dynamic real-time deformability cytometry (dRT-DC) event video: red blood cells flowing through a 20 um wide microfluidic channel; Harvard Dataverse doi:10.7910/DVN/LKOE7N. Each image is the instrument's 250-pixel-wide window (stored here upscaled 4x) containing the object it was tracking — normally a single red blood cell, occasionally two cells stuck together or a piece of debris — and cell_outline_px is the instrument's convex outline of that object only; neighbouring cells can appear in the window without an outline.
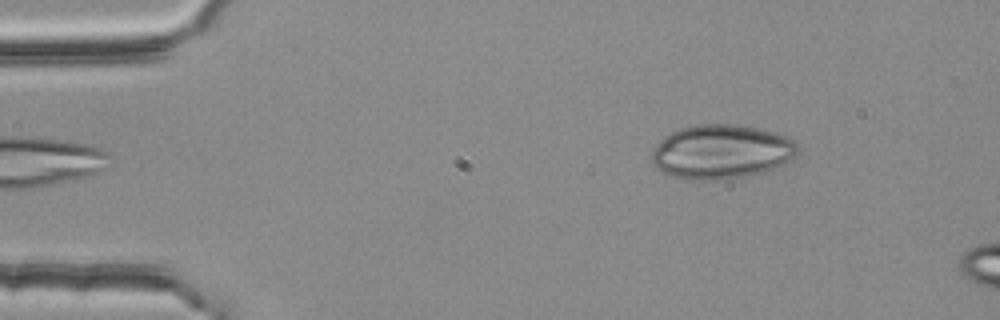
{"species": "common noctule bat (a hibernating species)", "species_latin": "Nyctalus noctula", "temperature_condition": "room temperature", "stored_images_in_passage": 49, "camera_frame_rate_fps": 3000, "um_per_image_px": 0.085, "animal": {"sex": "female", "body_mass_g": 25.1}, "frame": {"image": 1, "passage_image": 3, "time_ms": 0.667, "image_size_px": [1000, 320], "cell_outline_px": [[800, 152], [788, 160], [772, 168], [760, 172], [744, 176], [716, 180], [688, 180], [672, 176], [656, 168], [652, 164], [652, 152], [656, 144], [664, 136], [680, 128], [696, 124], [736, 124], [776, 132], [796, 140], [800, 148]], "centroid_in_image_um": [61.31, 12.88], "position_along_channel_um": 23.7, "area_um2": 46.18}}
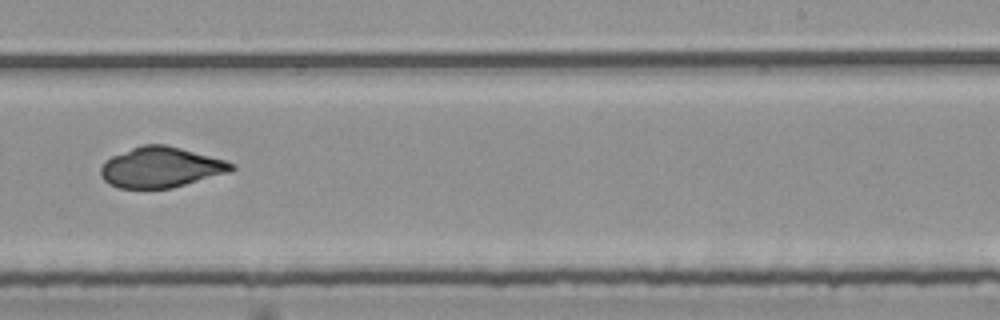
{"frame": {"image": 2, "passage_image": 29, "time_ms": 9.333, "image_size_px": [1000, 320], "cell_outline_px": [[236, 168], [228, 172], [172, 188], [120, 188], [108, 184], [100, 176], [100, 168], [112, 156], [132, 148], [144, 144], [164, 144], [180, 148], [224, 160], [236, 164]], "centroid_in_image_um": [13.66, 14.23], "position_along_channel_um": 275.3, "area_um2": 30.46}}
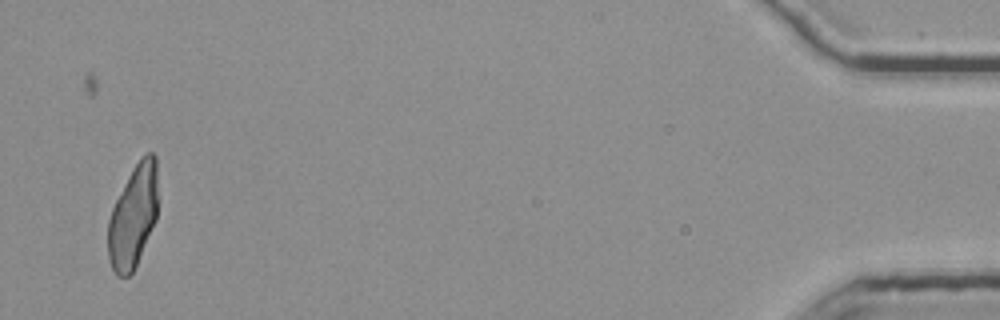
{"frame": {"image": 3, "passage_image": 48, "time_ms": 15.667, "image_size_px": [1000, 320], "cell_outline_px": [[160, 200], [156, 220], [136, 264], [132, 272], [128, 276], [116, 276], [108, 260], [108, 220], [112, 208], [132, 168], [140, 156], [144, 152], [152, 152], [156, 156]], "centroid_in_image_um": [11.36, 18.31], "position_along_channel_um": 423.8, "area_um2": 30.58}}